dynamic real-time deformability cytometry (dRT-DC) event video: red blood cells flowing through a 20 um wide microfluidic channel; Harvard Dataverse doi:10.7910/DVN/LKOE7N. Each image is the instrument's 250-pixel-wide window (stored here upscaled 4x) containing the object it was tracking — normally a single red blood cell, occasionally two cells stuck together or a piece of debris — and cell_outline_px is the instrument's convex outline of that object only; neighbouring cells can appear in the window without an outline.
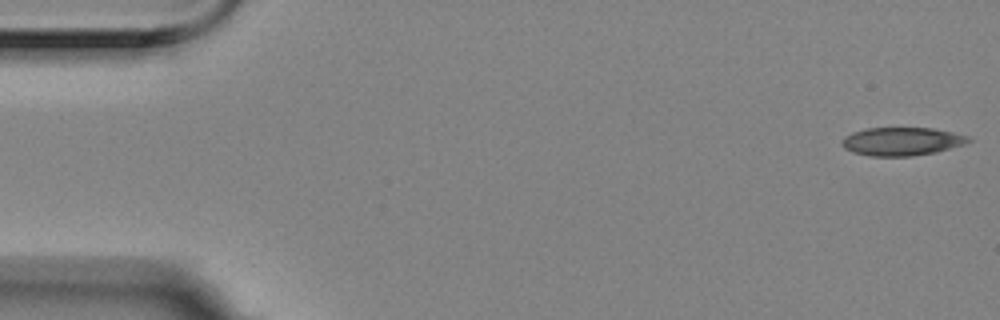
{"species": "Egyptian fruit bat (a non-hibernating species)", "species_latin": "Rousettus aegyptiacus", "temperature_condition": "room temperature", "stored_images_in_passage": 11, "camera_frame_rate_fps": 3000, "um_per_image_px": 0.085, "animal": {"sex": "female"}, "frame": {"image": 1, "passage_image": 1, "time_ms": 0.0, "image_size_px": [1000, 320], "cell_outline_px": [[972, 140], [964, 144], [936, 152], [912, 156], [872, 156], [852, 152], [844, 148], [840, 144], [840, 140], [844, 136], [852, 132], [868, 128], [932, 128], [952, 132], [968, 136]], "centroid_in_image_um": [76.61, 12.02], "position_along_channel_um": 8.4, "area_um2": 20.87}}